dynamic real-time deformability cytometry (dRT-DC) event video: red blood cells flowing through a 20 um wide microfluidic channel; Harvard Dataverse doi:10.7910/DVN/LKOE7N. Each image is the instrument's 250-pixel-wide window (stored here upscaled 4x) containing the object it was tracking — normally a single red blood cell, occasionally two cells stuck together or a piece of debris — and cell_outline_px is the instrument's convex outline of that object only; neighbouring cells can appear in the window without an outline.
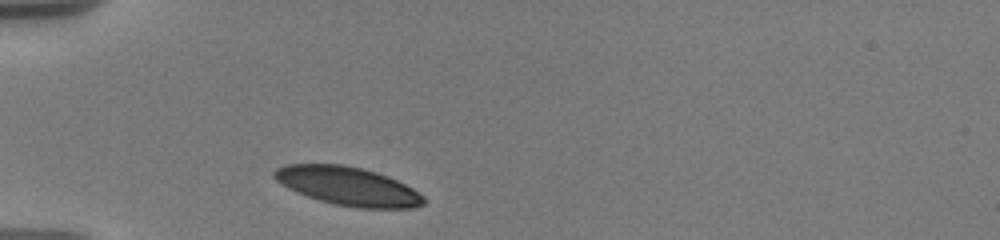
{"species": "human", "species_latin": "Homo sapiens", "temperature_condition": "warm", "stored_images_in_passage": 26, "camera_frame_rate_fps": 3000, "um_per_image_px": 0.085, "donor": {"sex": "male"}, "frame": {"image": 1, "passage_image": 1, "time_ms": 0.0, "image_size_px": [1000, 240], "cell_outline_px": [[424, 204], [416, 208], [356, 208], [336, 204], [320, 200], [296, 192], [288, 188], [276, 180], [272, 176], [272, 172], [276, 168], [284, 164], [344, 164], [376, 172], [388, 176], [412, 188], [424, 196]], "centroid_in_image_um": [29.56, 15.82], "position_along_channel_um": 55.4, "area_um2": 33.52}}
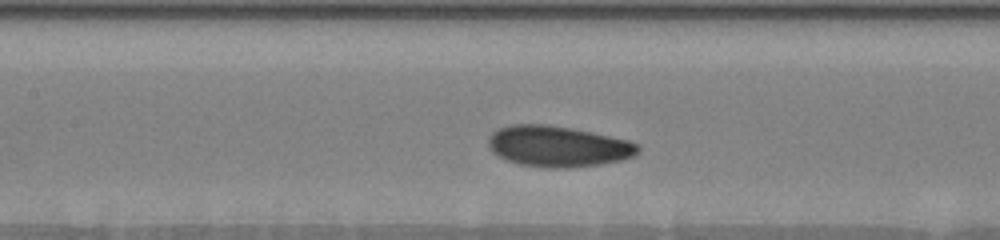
{"frame": {"image": 2, "passage_image": 9, "time_ms": 3.333, "image_size_px": [1000, 240], "cell_outline_px": [[640, 152], [632, 156], [620, 160], [600, 164], [564, 168], [548, 168], [520, 164], [508, 160], [492, 152], [488, 148], [488, 136], [492, 132], [500, 128], [512, 124], [548, 124], [592, 132], [628, 140], [640, 144]], "centroid_in_image_um": [47.42, 12.43], "position_along_channel_um": 160.0, "area_um2": 35.66}}
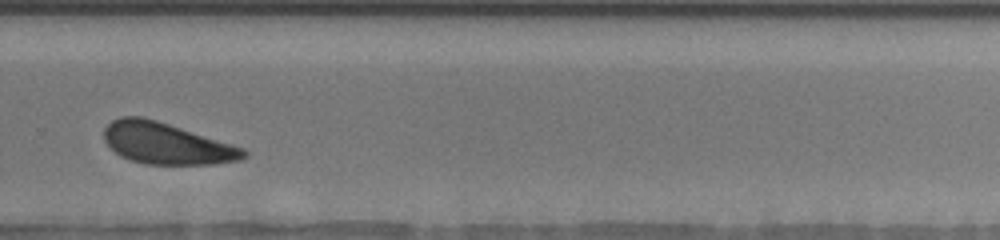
{"frame": {"image": 3, "passage_image": 19, "time_ms": 7.667, "image_size_px": [1000, 240], "cell_outline_px": [[248, 156], [240, 160], [212, 164], [144, 164], [120, 156], [104, 140], [104, 128], [112, 120], [120, 116], [140, 116], [156, 120], [232, 144], [244, 148], [248, 152]], "centroid_in_image_um": [14.15, 12.19], "position_along_channel_um": 315.7, "area_um2": 33.47}, "authors_computed_cell_mechanics": {"area_um2": 34.68, "velocity_mm_per_s": 3.5973, "shape_relaxation_time_tau1_ms": 1.9025, "shape_relaxation_time_tau2_ms": null, "deformation_change_tau1": 0.0675, "deformation_change_tau2": null}}